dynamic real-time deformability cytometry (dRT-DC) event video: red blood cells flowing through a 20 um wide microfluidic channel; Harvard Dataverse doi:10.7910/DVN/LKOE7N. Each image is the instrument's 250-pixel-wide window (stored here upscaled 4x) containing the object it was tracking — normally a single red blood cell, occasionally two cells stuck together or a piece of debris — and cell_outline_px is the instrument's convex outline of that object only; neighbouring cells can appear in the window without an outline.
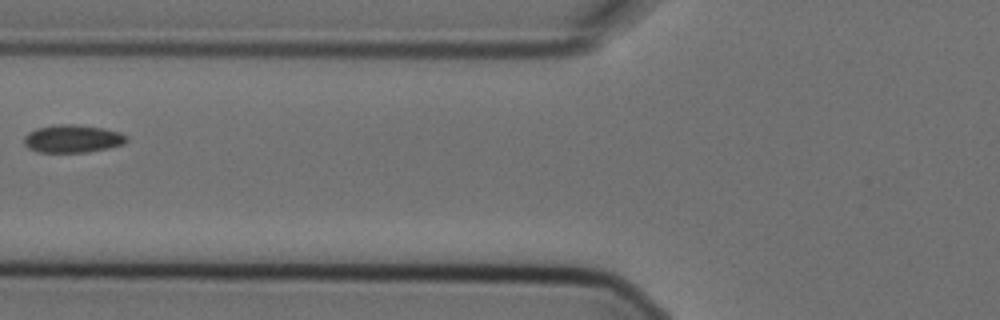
{"species": "Egyptian fruit bat (a non-hibernating species)", "species_latin": "Rousettus aegyptiacus", "temperature_condition": "cold", "stored_images_in_passage": 5, "camera_frame_rate_fps": 3000, "um_per_image_px": 0.085, "animal": {"sex": "female"}, "frame": {"image": 1, "passage_image": 4, "time_ms": 1.0, "image_size_px": [1000, 320], "cell_outline_px": [[128, 140], [124, 144], [108, 148], [84, 152], [36, 152], [28, 148], [24, 144], [24, 136], [28, 132], [36, 128], [60, 124], [76, 124], [104, 128], [120, 132], [128, 136]], "centroid_in_image_um": [6.17, 11.78], "position_along_channel_um": 119.6, "area_um2": 16.76}}
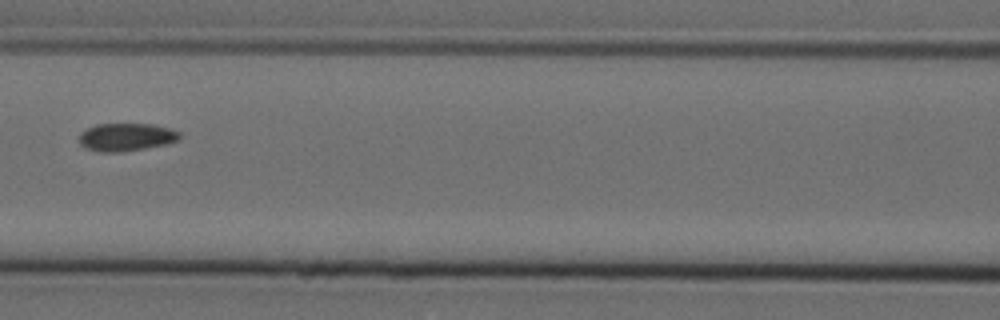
{"frame": {"image": 2, "passage_image": 5, "time_ms": 1.333, "image_size_px": [1000, 320], "cell_outline_px": [[180, 136], [176, 140], [168, 144], [120, 152], [100, 152], [84, 148], [80, 144], [80, 132], [96, 124], [152, 124], [168, 128], [180, 132]], "centroid_in_image_um": [10.7, 11.65], "position_along_channel_um": 155.9, "area_um2": 16.24}}